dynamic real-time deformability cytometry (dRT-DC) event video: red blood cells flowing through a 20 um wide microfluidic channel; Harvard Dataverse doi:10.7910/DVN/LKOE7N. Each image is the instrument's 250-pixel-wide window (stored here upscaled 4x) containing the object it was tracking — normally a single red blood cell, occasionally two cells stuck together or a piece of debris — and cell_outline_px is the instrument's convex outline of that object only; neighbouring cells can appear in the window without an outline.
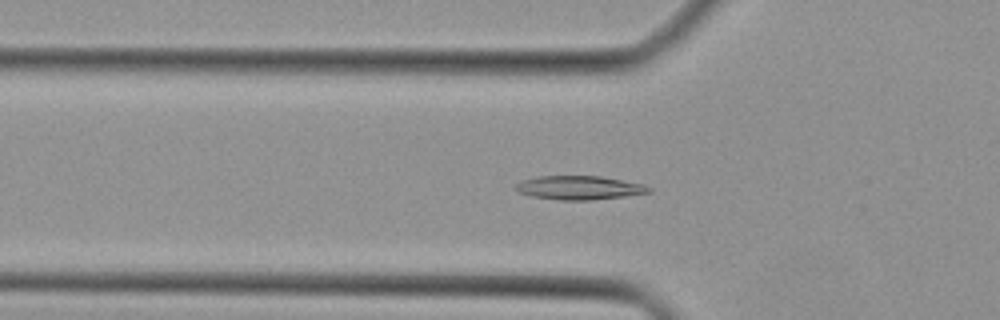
{"species": "Egyptian fruit bat (a non-hibernating species)", "species_latin": "Rousettus aegyptiacus", "temperature_condition": "cold", "stored_images_in_passage": 44, "camera_frame_rate_fps": 3000, "um_per_image_px": 0.085, "animal": {"sex": "female"}, "frame": {"image": 1, "passage_image": 15, "time_ms": 4.667, "image_size_px": [1000, 320], "cell_outline_px": [[652, 192], [624, 196], [592, 200], [560, 200], [532, 196], [520, 192], [512, 188], [516, 184], [524, 180], [536, 176], [600, 176], [644, 184], [652, 188]], "centroid_in_image_um": [49.25, 15.95], "position_along_channel_um": 76.6, "area_um2": 18.44}}
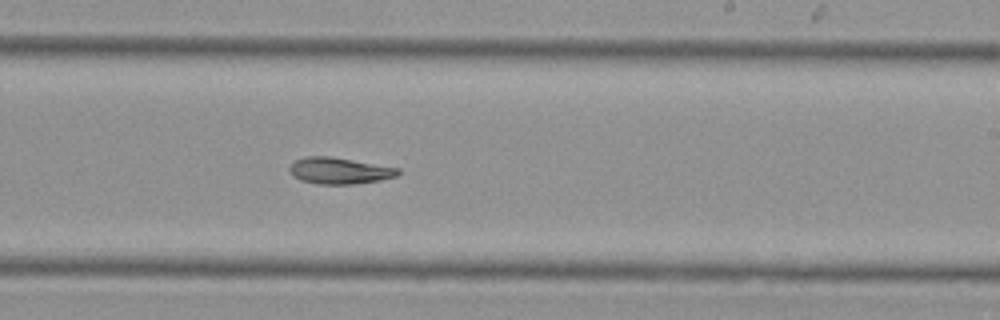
{"frame": {"image": 2, "passage_image": 27, "time_ms": 8.667, "image_size_px": [1000, 320], "cell_outline_px": [[400, 172], [396, 176], [380, 180], [352, 184], [320, 184], [300, 180], [292, 176], [288, 168], [296, 160], [304, 156], [328, 156], [400, 168]], "centroid_in_image_um": [28.82, 14.51], "position_along_channel_um": 260.2, "area_um2": 16.59}}
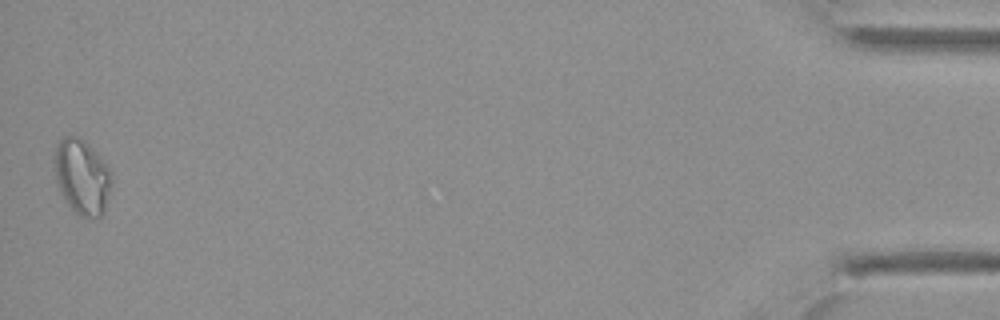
{"frame": {"image": 3, "passage_image": 44, "time_ms": 14.333, "image_size_px": [1000, 320], "cell_outline_px": [[112, 184], [100, 220], [80, 216], [68, 204], [60, 192], [56, 180], [56, 148], [60, 140], [64, 136], [80, 136], [96, 152], [112, 172]], "centroid_in_image_um": [7.01, 15.05], "position_along_channel_um": 428.2, "area_um2": 24.8}}